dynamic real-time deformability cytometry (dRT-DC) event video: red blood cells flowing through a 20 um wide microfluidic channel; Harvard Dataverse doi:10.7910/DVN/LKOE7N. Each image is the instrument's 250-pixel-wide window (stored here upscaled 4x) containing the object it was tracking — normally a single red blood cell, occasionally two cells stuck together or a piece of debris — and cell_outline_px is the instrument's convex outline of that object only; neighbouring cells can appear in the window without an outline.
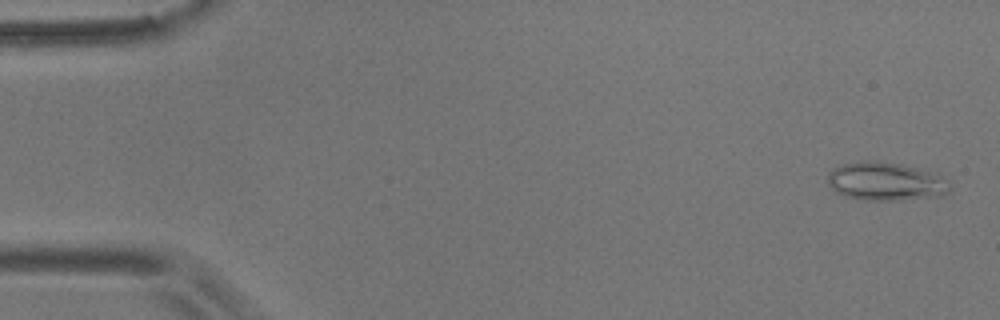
{"species": "common noctule bat (a hibernating species)", "species_latin": "Nyctalus noctula", "temperature_condition": "room temperature", "stored_images_in_passage": 56, "camera_frame_rate_fps": 3000, "um_per_image_px": 0.085, "animal": {"sex": "male", "body_mass_g": 17.9}, "frame": {"image": 1, "passage_image": 2, "time_ms": 0.333, "image_size_px": [1000, 320], "cell_outline_px": [[952, 188], [948, 192], [936, 196], [900, 200], [864, 200], [844, 196], [836, 192], [828, 184], [828, 172], [832, 168], [840, 164], [864, 160], [868, 160], [900, 164], [936, 172]], "centroid_in_image_um": [75.23, 15.41], "position_along_channel_um": 9.8, "area_um2": 27.34}}
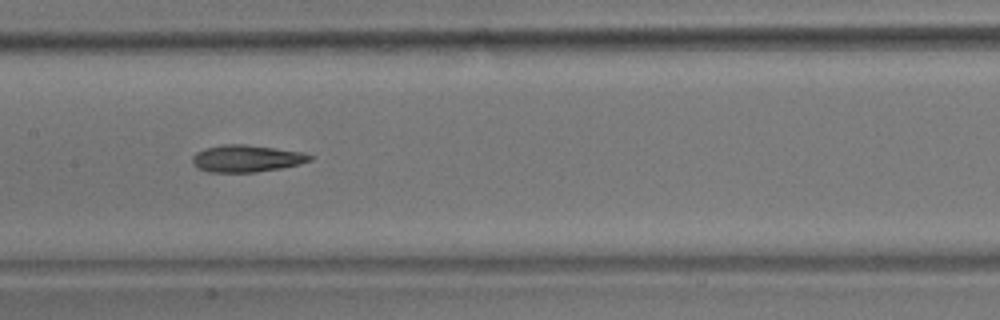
{"frame": {"image": 2, "passage_image": 27, "time_ms": 8.667, "image_size_px": [1000, 320], "cell_outline_px": [[312, 160], [300, 164], [280, 168], [256, 172], [208, 172], [200, 168], [192, 160], [192, 156], [196, 152], [204, 148], [224, 144], [244, 144], [304, 152], [312, 156]], "centroid_in_image_um": [20.97, 13.46], "position_along_channel_um": 186.4, "area_um2": 18.38}}
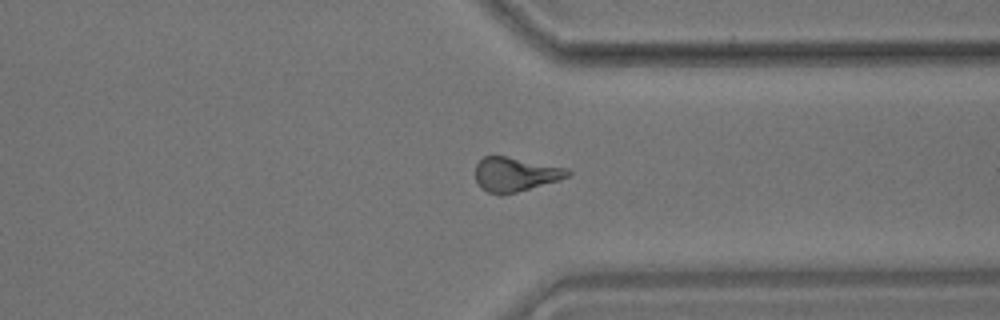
{"frame": {"image": 3, "passage_image": 42, "time_ms": 13.667, "image_size_px": [1000, 320], "cell_outline_px": [[572, 172], [568, 176], [560, 180], [516, 192], [500, 196], [488, 192], [480, 188], [476, 180], [476, 164], [484, 156], [504, 156], [568, 168]], "centroid_in_image_um": [43.79, 14.83], "position_along_channel_um": 367.6, "area_um2": 18.38}, "authors_computed_cell_mechanics": {"area_um2": 18.8428, "velocity_mm_per_s": 3.6418, "shape_relaxation_time_tau1_ms": null, "shape_relaxation_time_tau2_ms": 6.3053, "deformation_change_tau1": null, "deformation_change_tau2": 0.1758}}